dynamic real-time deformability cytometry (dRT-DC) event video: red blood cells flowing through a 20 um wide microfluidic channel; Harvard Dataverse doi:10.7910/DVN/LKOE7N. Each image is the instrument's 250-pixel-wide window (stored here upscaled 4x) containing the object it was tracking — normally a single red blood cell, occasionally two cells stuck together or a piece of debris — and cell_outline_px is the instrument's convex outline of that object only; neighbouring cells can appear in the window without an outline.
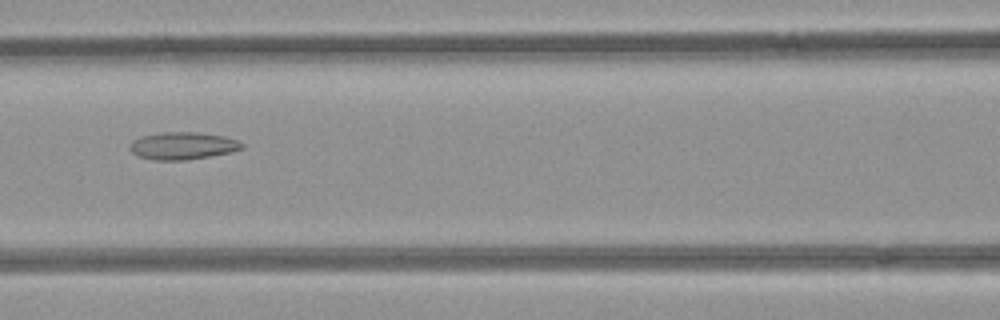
{"species": "common noctule bat (a hibernating species)", "species_latin": "Nyctalus noctula", "temperature_condition": "room temperature", "stored_images_in_passage": 5, "camera_frame_rate_fps": 3000, "um_per_image_px": 0.085, "animal": {"sex": "female", "body_mass_g": 21.9}, "frame": {"image": 1, "passage_image": 5, "time_ms": 1.333, "image_size_px": [1000, 320], "cell_outline_px": [[244, 148], [232, 152], [188, 160], [152, 160], [136, 156], [128, 148], [128, 144], [132, 140], [140, 136], [164, 132], [196, 132], [224, 136], [236, 140], [244, 144]], "centroid_in_image_um": [15.49, 12.4], "position_along_channel_um": 151.1, "area_um2": 18.15}}